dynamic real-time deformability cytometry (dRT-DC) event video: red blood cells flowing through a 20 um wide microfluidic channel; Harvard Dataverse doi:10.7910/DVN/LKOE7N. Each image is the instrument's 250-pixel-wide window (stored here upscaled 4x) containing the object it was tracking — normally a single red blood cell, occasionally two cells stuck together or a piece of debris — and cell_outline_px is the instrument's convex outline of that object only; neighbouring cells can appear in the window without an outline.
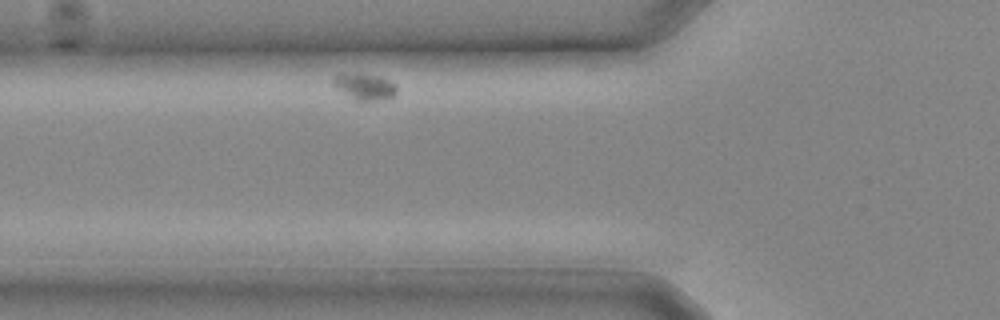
{"species": "common noctule bat (a hibernating species)", "species_latin": "Nyctalus noctula", "temperature_condition": "cold", "stored_images_in_passage": 17, "camera_frame_rate_fps": 3000, "um_per_image_px": 0.085, "animal": {"sex": "male", "body_mass_g": 20.4}, "frame": {"image": 1, "passage_image": 3, "time_ms": 0.667, "image_size_px": [1000, 320], "cell_outline_px": [[396, 92], [392, 96], [384, 100], [356, 100], [336, 88], [332, 84], [332, 76], [336, 72], [356, 72], [380, 76], [396, 84]], "centroid_in_image_um": [30.92, 7.3], "position_along_channel_um": 94.9, "area_um2": 10.06}}
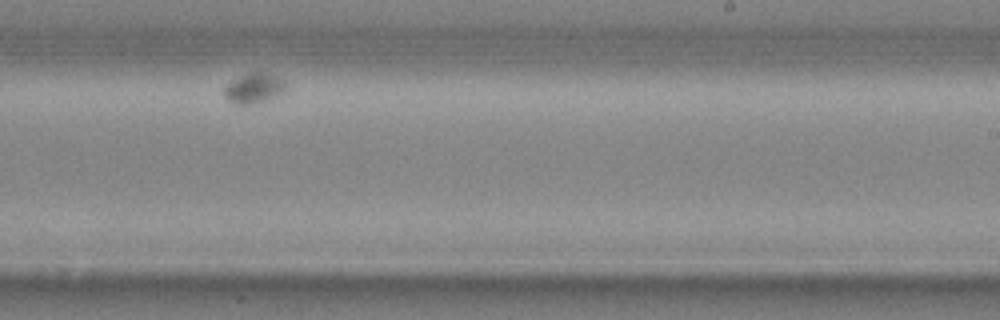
{"frame": {"image": 2, "passage_image": 12, "time_ms": 3.667, "image_size_px": [1000, 320], "cell_outline_px": [[284, 92], [268, 100], [256, 104], [236, 104], [228, 100], [224, 96], [224, 88], [232, 80], [252, 72], [260, 72], [276, 76], [284, 80]], "centroid_in_image_um": [21.58, 7.52], "position_along_channel_um": 267.4, "area_um2": 10.64}}
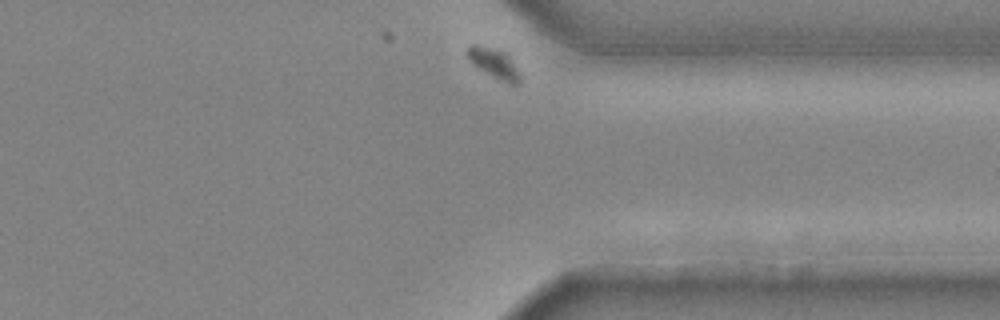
{"frame": {"image": 3, "passage_image": 17, "time_ms": 5.333, "image_size_px": [1000, 320], "cell_outline_px": [[524, 80], [520, 84], [508, 84], [476, 68], [468, 60], [464, 52], [468, 44], [476, 44], [508, 52], [524, 76]], "centroid_in_image_um": [42.04, 5.39], "position_along_channel_um": 369.4, "area_um2": 10.12}}